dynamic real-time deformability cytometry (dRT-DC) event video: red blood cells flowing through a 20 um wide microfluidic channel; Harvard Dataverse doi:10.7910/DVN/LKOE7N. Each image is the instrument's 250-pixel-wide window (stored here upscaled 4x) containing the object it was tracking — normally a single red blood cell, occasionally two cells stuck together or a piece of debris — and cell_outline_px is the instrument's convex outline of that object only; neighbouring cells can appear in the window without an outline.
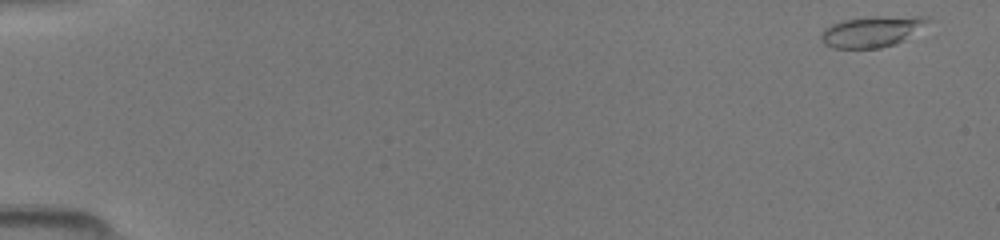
{"species": "common noctule bat (a hibernating species)", "species_latin": "Nyctalus noctula", "temperature_condition": "room temperature", "stored_images_in_passage": 48, "camera_frame_rate_fps": 3000, "um_per_image_px": 0.085, "animal": {"sex": "female", "body_mass_g": 19.5, "forearm_length_mm": 54.1}, "frame": {"image": 1, "passage_image": 1, "time_ms": 0.0, "image_size_px": [1000, 240], "cell_outline_px": [[932, 20], [904, 40], [896, 44], [880, 48], [832, 48], [824, 44], [820, 36], [824, 28], [832, 24], [844, 20], [872, 16], [928, 16]], "centroid_in_image_um": [74.12, 2.67], "position_along_channel_um": 10.9, "area_um2": 19.31}}
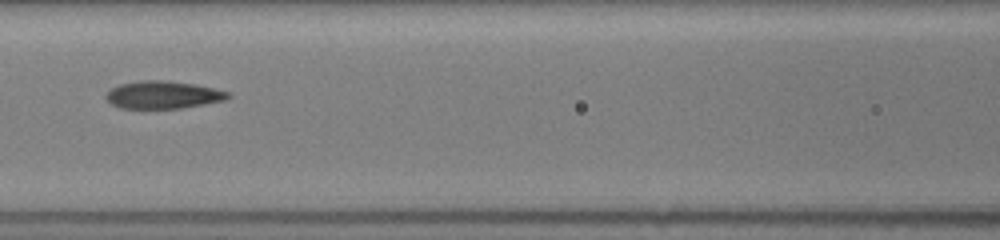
{"frame": {"image": 2, "passage_image": 22, "time_ms": 7.0, "image_size_px": [1000, 240], "cell_outline_px": [[232, 96], [224, 100], [204, 104], [180, 108], [120, 108], [112, 104], [104, 96], [112, 88], [120, 84], [140, 80], [164, 80], [196, 84], [228, 92]], "centroid_in_image_um": [13.85, 8.05], "position_along_channel_um": 152.8, "area_um2": 19.48}}
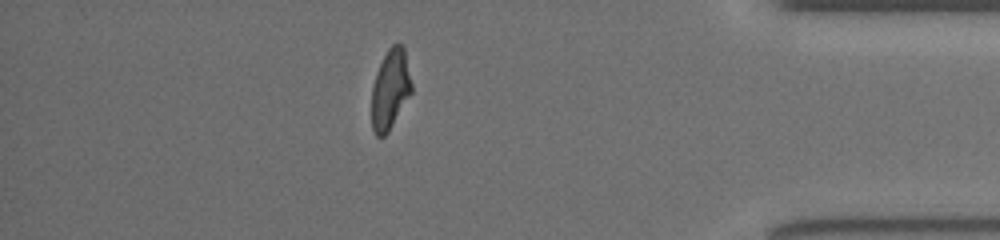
{"frame": {"image": 3, "passage_image": 42, "time_ms": 13.667, "image_size_px": [1000, 240], "cell_outline_px": [[412, 92], [388, 132], [384, 136], [376, 136], [372, 128], [372, 88], [376, 72], [388, 48], [392, 44], [400, 44], [404, 48], [412, 84]], "centroid_in_image_um": [33.17, 7.6], "position_along_channel_um": 402.0, "area_um2": 18.44}}